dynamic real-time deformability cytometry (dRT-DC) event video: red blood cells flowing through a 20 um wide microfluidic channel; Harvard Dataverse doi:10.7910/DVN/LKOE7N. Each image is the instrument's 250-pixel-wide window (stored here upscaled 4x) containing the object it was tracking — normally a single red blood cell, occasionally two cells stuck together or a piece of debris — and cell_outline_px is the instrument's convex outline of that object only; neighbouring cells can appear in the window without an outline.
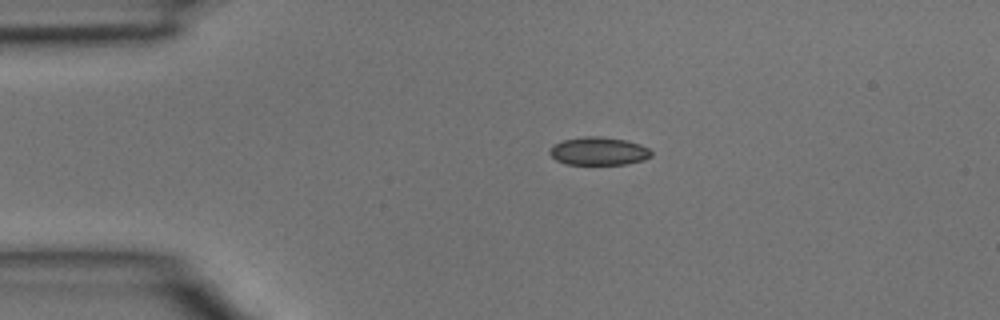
{"species": "common noctule bat (a hibernating species)", "species_latin": "Nyctalus noctula", "temperature_condition": "room temperature", "stored_images_in_passage": 3, "camera_frame_rate_fps": 3000, "um_per_image_px": 0.085, "animal": {"sex": "male", "body_mass_g": 15.6}, "frame": {"image": 1, "passage_image": 1, "time_ms": 0.0, "image_size_px": [1000, 320], "cell_outline_px": [[652, 156], [644, 160], [628, 164], [564, 164], [556, 160], [548, 152], [552, 144], [564, 140], [584, 136], [600, 136], [624, 140], [640, 144], [648, 148], [652, 152]], "centroid_in_image_um": [50.87, 12.85], "position_along_channel_um": 34.1, "area_um2": 16.7}}